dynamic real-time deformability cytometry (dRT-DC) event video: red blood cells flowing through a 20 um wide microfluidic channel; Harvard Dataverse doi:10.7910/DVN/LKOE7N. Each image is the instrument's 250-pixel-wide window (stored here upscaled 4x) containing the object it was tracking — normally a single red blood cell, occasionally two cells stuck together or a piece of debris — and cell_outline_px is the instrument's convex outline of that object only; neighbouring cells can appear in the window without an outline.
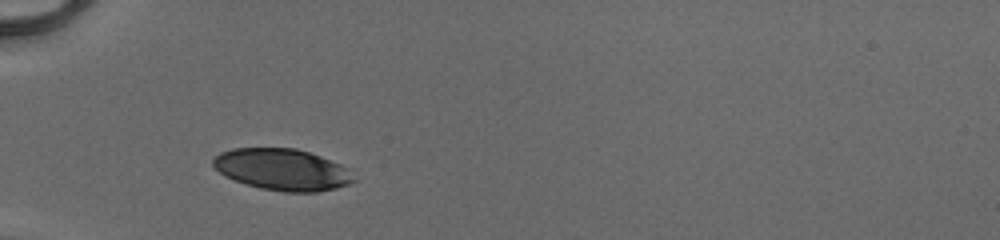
{"species": "human", "species_latin": "Homo sapiens", "temperature_condition": "cold", "stored_images_in_passage": 28, "camera_frame_rate_fps": 3000, "um_per_image_px": 0.085, "donor": {"sex": "male"}, "frame": {"image": 1, "passage_image": 1, "time_ms": 0.0, "image_size_px": [1000, 240], "cell_outline_px": [[356, 180], [348, 184], [336, 188], [316, 192], [284, 192], [260, 188], [224, 176], [212, 164], [212, 160], [220, 152], [232, 148], [296, 148], [320, 156], [352, 168]], "centroid_in_image_um": [24.05, 14.41], "position_along_channel_um": 61.0, "area_um2": 34.22}}
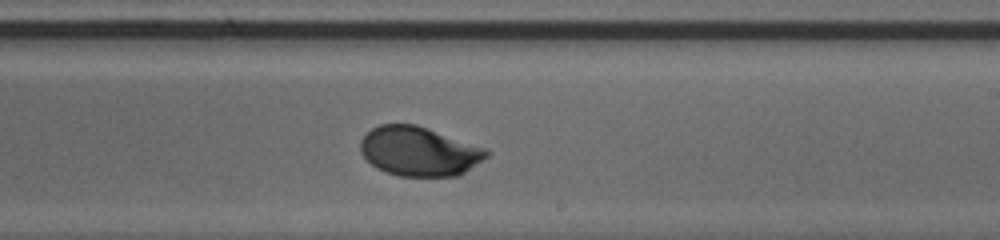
{"frame": {"image": 2, "passage_image": 16, "time_ms": 5.0, "image_size_px": [1000, 240], "cell_outline_px": [[492, 152], [488, 156], [460, 176], [400, 176], [376, 168], [360, 152], [360, 140], [372, 128], [380, 124], [416, 124], [488, 148]], "centroid_in_image_um": [35.66, 12.86], "position_along_channel_um": 253.3, "area_um2": 36.41}}
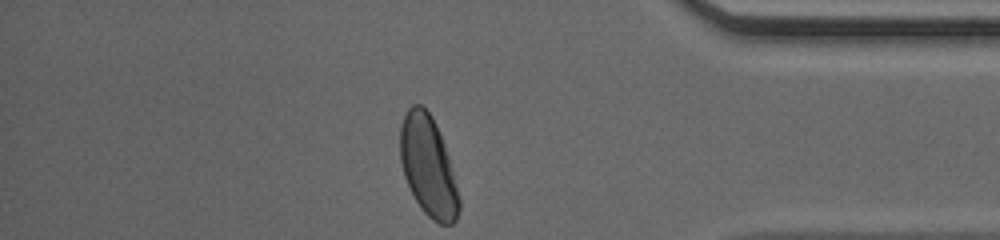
{"frame": {"image": 3, "passage_image": 28, "time_ms": 9.0, "image_size_px": [1000, 240], "cell_outline_px": [[460, 208], [456, 220], [452, 224], [440, 224], [432, 220], [424, 212], [416, 200], [404, 176], [400, 160], [400, 128], [404, 116], [408, 108], [412, 104], [420, 104], [432, 116], [444, 144], [448, 156], [460, 200]], "centroid_in_image_um": [36.39, 14.14], "position_along_channel_um": 398.8, "area_um2": 33.99}, "authors_computed_cell_mechanics": {"area_um2": 35.836, "velocity_mm_per_s": 4.1059, "shape_relaxation_time_tau1_ms": 2.365, "shape_relaxation_time_tau2_ms": null, "deformation_change_tau1": 0.1261, "deformation_change_tau2": null}}